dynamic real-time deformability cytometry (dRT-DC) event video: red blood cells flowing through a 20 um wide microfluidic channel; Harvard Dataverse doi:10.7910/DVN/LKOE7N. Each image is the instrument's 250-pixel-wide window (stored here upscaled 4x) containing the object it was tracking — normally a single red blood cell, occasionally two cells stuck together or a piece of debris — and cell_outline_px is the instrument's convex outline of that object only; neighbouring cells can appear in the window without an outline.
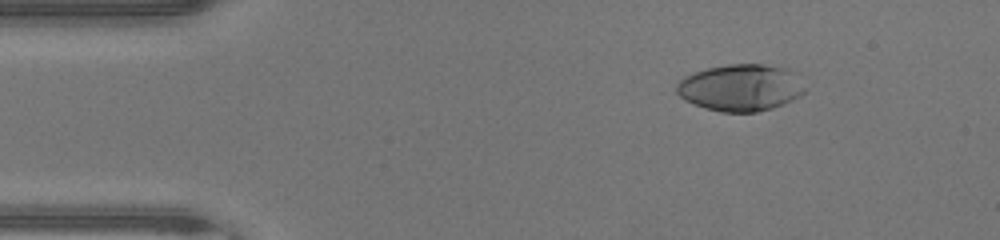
{"species": "human", "species_latin": "Homo sapiens", "temperature_condition": "warm", "stored_images_in_passage": 48, "camera_frame_rate_fps": 3000, "um_per_image_px": 0.085, "donor": {"sex": "male"}, "frame": {"image": 1, "passage_image": 7, "time_ms": 2.0, "image_size_px": [1000, 240], "cell_outline_px": [[804, 92], [800, 96], [792, 100], [772, 108], [756, 112], [720, 112], [704, 108], [684, 100], [676, 92], [676, 84], [684, 76], [708, 68], [728, 64], [764, 64], [780, 68], [788, 72], [804, 88]], "centroid_in_image_um": [62.85, 7.47], "position_along_channel_um": 22.1, "area_um2": 34.33}}
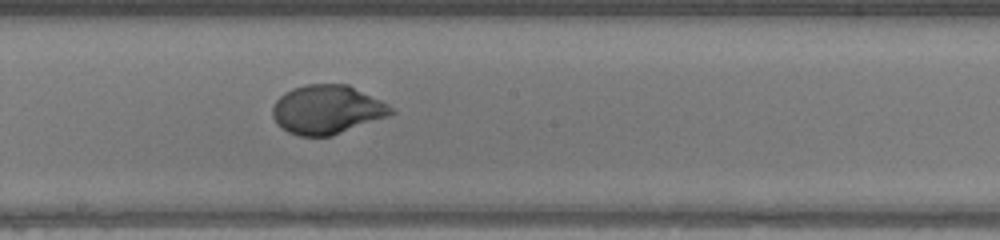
{"frame": {"image": 2, "passage_image": 26, "time_ms": 8.333, "image_size_px": [1000, 240], "cell_outline_px": [[396, 112], [388, 116], [332, 136], [300, 136], [288, 132], [276, 124], [272, 116], [272, 108], [276, 100], [284, 92], [292, 88], [308, 84], [348, 84], [388, 104]], "centroid_in_image_um": [27.77, 9.32], "position_along_channel_um": 220.4, "area_um2": 33.81}}
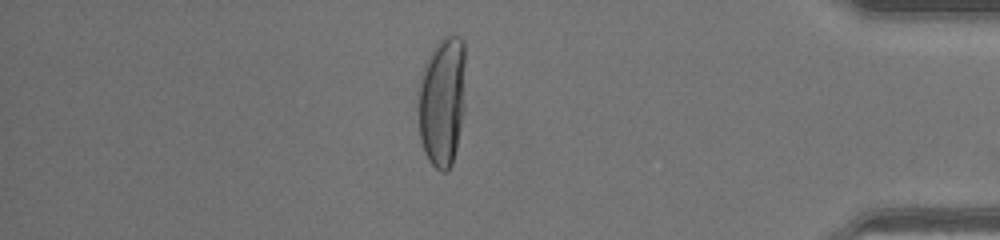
{"frame": {"image": 3, "passage_image": 41, "time_ms": 13.333, "image_size_px": [1000, 240], "cell_outline_px": [[464, 108], [456, 148], [452, 164], [448, 172], [440, 172], [428, 160], [424, 152], [420, 140], [420, 80], [424, 64], [432, 48], [444, 36], [460, 36], [464, 40]], "centroid_in_image_um": [37.6, 8.61], "position_along_channel_um": 397.6, "area_um2": 35.6}, "authors_computed_cell_mechanics": {"area_um2": 33.8708, "velocity_mm_per_s": 4.3479, "shape_relaxation_time_tau1_ms": 4.2296, "shape_relaxation_time_tau2_ms": null, "deformation_change_tau1": 0.2787, "deformation_change_tau2": null}}